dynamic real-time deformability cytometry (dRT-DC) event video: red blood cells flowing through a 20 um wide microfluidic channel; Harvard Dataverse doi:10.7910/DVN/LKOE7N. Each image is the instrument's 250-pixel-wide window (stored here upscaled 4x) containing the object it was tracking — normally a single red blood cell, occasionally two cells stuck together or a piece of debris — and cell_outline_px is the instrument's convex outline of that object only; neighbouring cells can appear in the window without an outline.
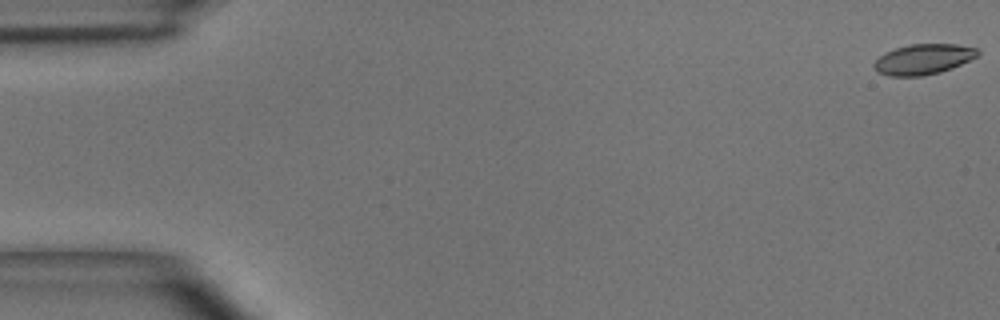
{"species": "common noctule bat (a hibernating species)", "species_latin": "Nyctalus noctula", "temperature_condition": "room temperature", "stored_images_in_passage": 50, "camera_frame_rate_fps": 3000, "um_per_image_px": 0.085, "animal": {"sex": "male", "body_mass_g": 15.6}, "frame": {"image": 1, "passage_image": 1, "time_ms": 0.0, "image_size_px": [1000, 320], "cell_outline_px": [[980, 52], [976, 56], [952, 68], [940, 72], [924, 76], [888, 76], [876, 72], [872, 64], [884, 52], [908, 44], [956, 44], [980, 48]], "centroid_in_image_um": [78.46, 5.03], "position_along_channel_um": 6.5, "area_um2": 18.5}}
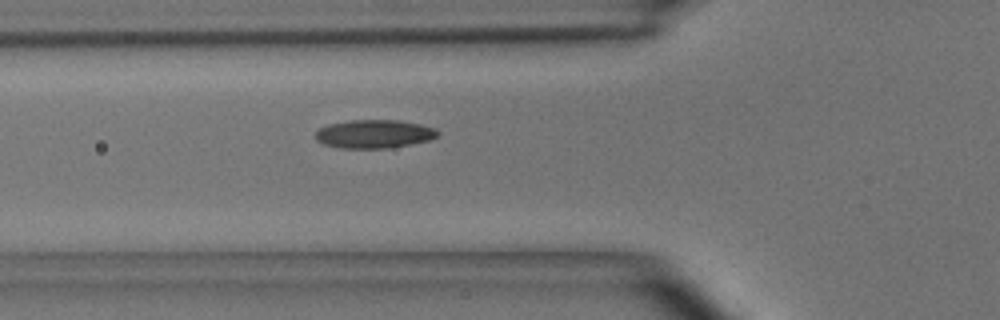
{"frame": {"image": 2, "passage_image": 18, "time_ms": 5.667, "image_size_px": [1000, 320], "cell_outline_px": [[440, 136], [428, 140], [388, 148], [340, 148], [324, 144], [316, 140], [316, 132], [320, 128], [328, 124], [352, 120], [400, 120], [420, 124], [436, 128], [440, 132]], "centroid_in_image_um": [31.83, 11.38], "position_along_channel_um": 94.0, "area_um2": 20.23}}
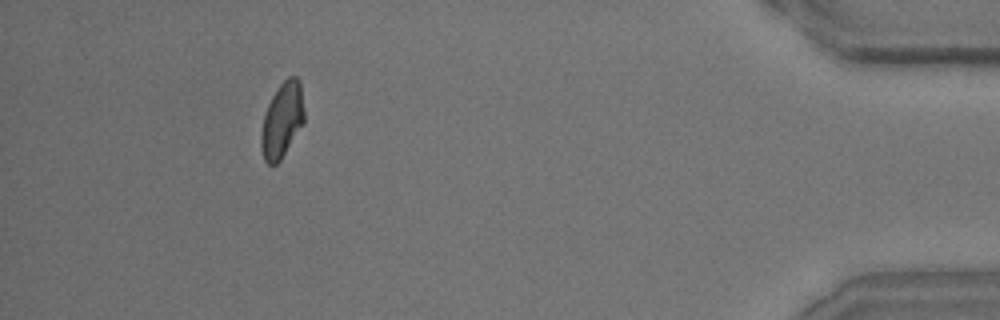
{"frame": {"image": 3, "passage_image": 46, "time_ms": 15.0, "image_size_px": [1000, 320], "cell_outline_px": [[304, 124], [280, 160], [276, 164], [268, 164], [264, 160], [260, 144], [260, 136], [264, 112], [272, 96], [280, 84], [288, 76], [296, 76], [300, 80], [304, 112]], "centroid_in_image_um": [23.98, 10.2], "position_along_channel_um": 411.2, "area_um2": 19.02}, "authors_computed_cell_mechanics": {"area_um2": 19.2474, "velocity_mm_per_s": 4.0335, "shape_relaxation_time_tau1_ms": 4.4827, "shape_relaxation_time_tau2_ms": 1.8856, "deformation_change_tau1": 0.1277, "deformation_change_tau2": 0.0648}}